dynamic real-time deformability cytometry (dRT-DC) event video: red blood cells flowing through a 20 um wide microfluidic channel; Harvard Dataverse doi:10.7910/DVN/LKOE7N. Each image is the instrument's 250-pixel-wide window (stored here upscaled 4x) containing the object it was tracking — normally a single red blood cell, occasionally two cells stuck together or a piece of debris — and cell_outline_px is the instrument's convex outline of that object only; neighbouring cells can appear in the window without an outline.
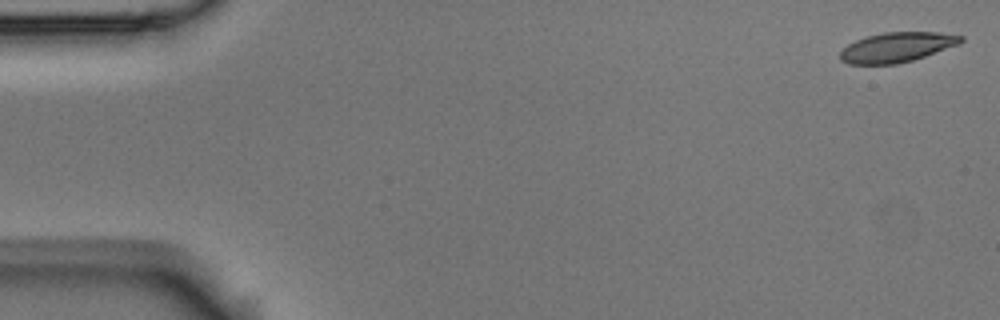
{"species": "Egyptian fruit bat (a non-hibernating species)", "species_latin": "Rousettus aegyptiacus", "temperature_condition": "room temperature", "stored_images_in_passage": 50, "camera_frame_rate_fps": 3000, "um_per_image_px": 0.085, "animal": {"sex": "male"}, "frame": {"image": 1, "passage_image": 1, "time_ms": 0.0, "image_size_px": [1000, 320], "cell_outline_px": [[964, 40], [960, 44], [912, 60], [896, 64], [848, 64], [840, 60], [840, 52], [848, 44], [856, 40], [868, 36], [884, 32], [940, 32], [964, 36]], "centroid_in_image_um": [76.25, 4.01], "position_along_channel_um": 8.8, "area_um2": 20.92}}
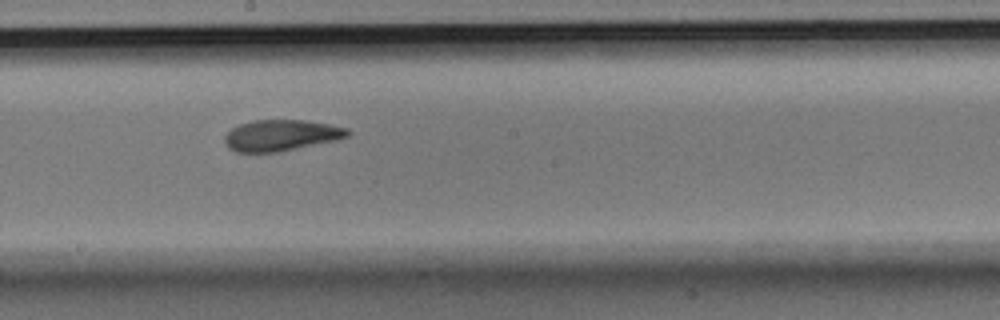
{"frame": {"image": 2, "passage_image": 30, "time_ms": 9.667, "image_size_px": [1000, 320], "cell_outline_px": [[352, 132], [348, 136], [336, 140], [280, 152], [236, 152], [228, 148], [224, 140], [224, 136], [232, 128], [240, 124], [252, 120], [304, 120], [328, 124], [348, 128]], "centroid_in_image_um": [23.89, 11.5], "position_along_channel_um": 224.3, "area_um2": 22.37}}
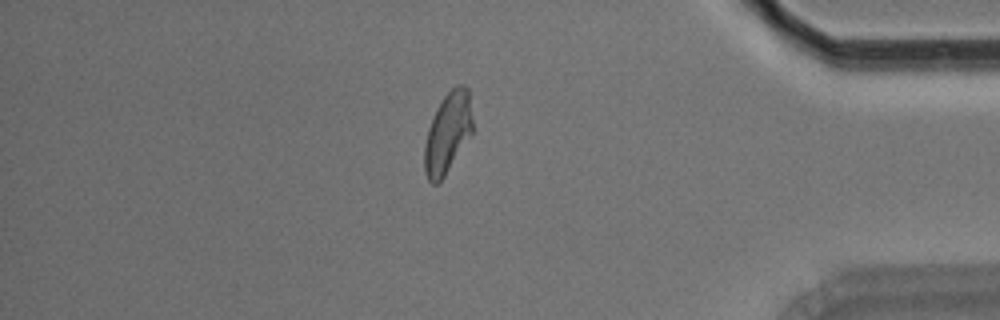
{"frame": {"image": 3, "passage_image": 47, "time_ms": 15.333, "image_size_px": [1000, 320], "cell_outline_px": [[472, 132], [444, 176], [436, 184], [432, 184], [428, 180], [424, 172], [424, 148], [428, 128], [444, 96], [456, 84], [464, 84], [468, 88], [472, 120]], "centroid_in_image_um": [38.04, 11.29], "position_along_channel_um": 397.2, "area_um2": 22.14}}